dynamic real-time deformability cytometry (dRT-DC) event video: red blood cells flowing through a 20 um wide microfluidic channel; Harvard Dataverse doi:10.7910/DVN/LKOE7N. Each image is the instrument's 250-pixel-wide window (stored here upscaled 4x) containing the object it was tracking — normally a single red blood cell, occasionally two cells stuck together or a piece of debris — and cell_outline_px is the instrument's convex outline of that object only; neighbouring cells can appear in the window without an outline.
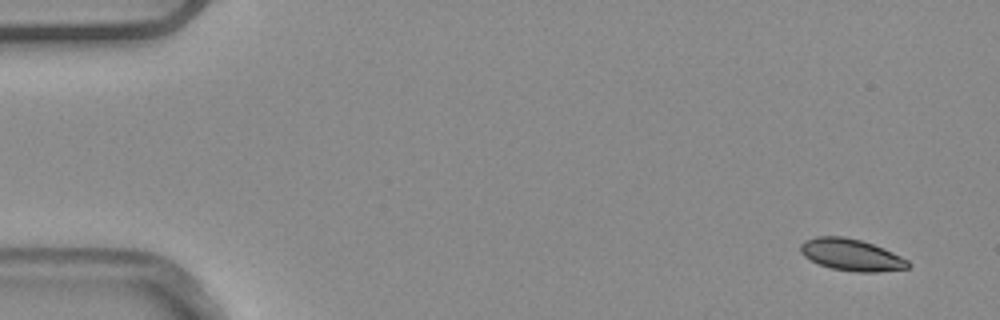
{"species": "common noctule bat (a hibernating species)", "species_latin": "Nyctalus noctula", "temperature_condition": "warm", "stored_images_in_passage": 10, "camera_frame_rate_fps": 3000, "um_per_image_px": 0.085, "animal": {"sex": "male", "body_mass_g": 20.4}, "frame": {"image": 1, "passage_image": 1, "time_ms": 0.0, "image_size_px": [1000, 320], "cell_outline_px": [[912, 264], [908, 268], [880, 272], [856, 272], [832, 268], [820, 264], [804, 256], [800, 252], [800, 244], [804, 240], [816, 236], [844, 236], [860, 240], [884, 248], [908, 260]], "centroid_in_image_um": [72.37, 21.65], "position_along_channel_um": 12.6, "area_um2": 19.94}}
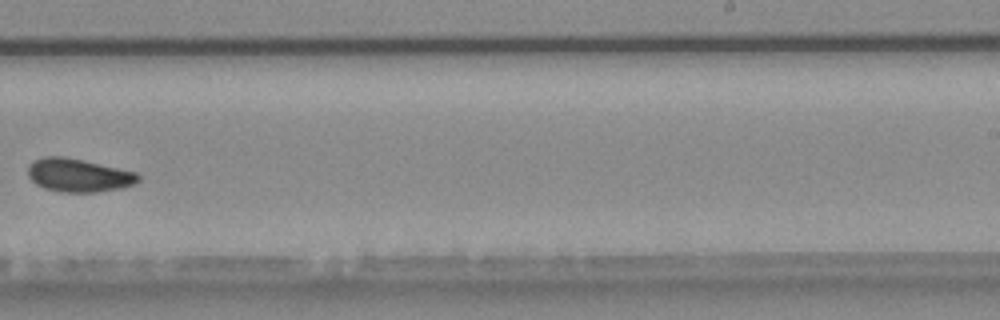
{"frame": {"image": 2, "passage_image": 9, "time_ms": 2.667, "image_size_px": [1000, 320], "cell_outline_px": [[140, 180], [132, 184], [120, 188], [96, 192], [60, 192], [44, 188], [36, 184], [28, 176], [28, 164], [44, 156], [64, 156], [84, 160], [136, 172], [140, 176]], "centroid_in_image_um": [6.65, 14.89], "position_along_channel_um": 282.3, "area_um2": 21.39}}